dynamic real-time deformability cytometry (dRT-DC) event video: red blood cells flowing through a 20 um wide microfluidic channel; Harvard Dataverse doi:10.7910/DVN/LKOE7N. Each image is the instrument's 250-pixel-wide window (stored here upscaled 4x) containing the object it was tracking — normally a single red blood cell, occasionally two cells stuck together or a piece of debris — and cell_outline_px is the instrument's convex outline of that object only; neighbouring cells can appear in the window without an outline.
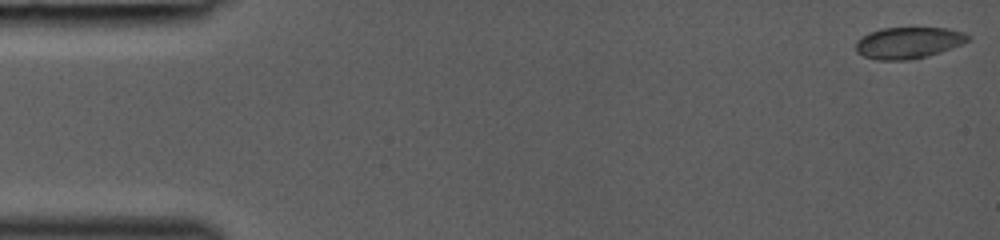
{"species": "common noctule bat (a hibernating species)", "species_latin": "Nyctalus noctula", "temperature_condition": "room temperature", "stored_images_in_passage": 11, "camera_frame_rate_fps": 3000, "um_per_image_px": 0.085, "animal": {"sex": "female", "body_mass_g": 19.0, "forearm_length_mm": 53.3}, "frame": {"image": 1, "passage_image": 1, "time_ms": 0.0, "image_size_px": [1000, 240], "cell_outline_px": [[972, 36], [964, 44], [928, 56], [908, 60], [876, 60], [864, 56], [856, 52], [856, 40], [868, 32], [880, 28], [948, 28], [964, 32]], "centroid_in_image_um": [77.22, 3.63], "position_along_channel_um": 7.8, "area_um2": 20.81}}